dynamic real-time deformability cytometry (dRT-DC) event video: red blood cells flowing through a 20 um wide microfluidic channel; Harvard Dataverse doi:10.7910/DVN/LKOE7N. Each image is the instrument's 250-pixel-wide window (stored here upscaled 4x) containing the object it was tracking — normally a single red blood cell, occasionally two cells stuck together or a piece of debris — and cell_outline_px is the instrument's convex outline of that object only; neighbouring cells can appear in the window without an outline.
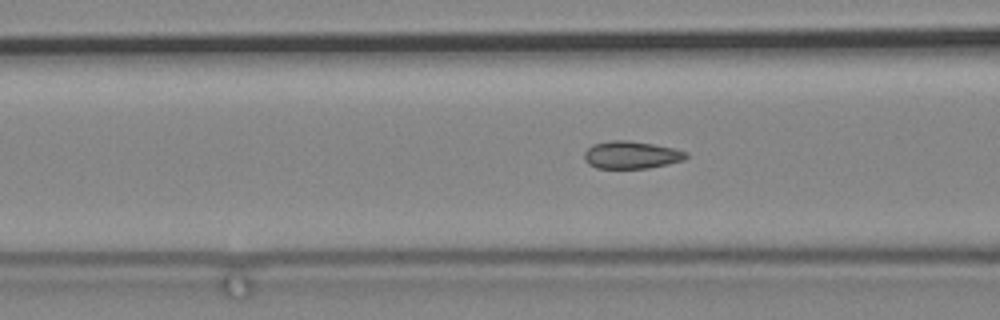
{"species": "common noctule bat (a hibernating species)", "species_latin": "Nyctalus noctula", "temperature_condition": "cold", "stored_images_in_passage": 47, "camera_frame_rate_fps": 3000, "um_per_image_px": 0.085, "animal": {"sex": "male", "body_mass_g": 19.2, "forearm_length_mm": 51.8}, "frame": {"image": 1, "passage_image": 6, "time_ms": 1.667, "image_size_px": [1000, 320], "cell_outline_px": [[688, 156], [684, 160], [668, 164], [648, 168], [596, 168], [588, 164], [584, 160], [584, 152], [592, 144], [612, 140], [628, 140], [652, 144], [672, 148], [688, 152]], "centroid_in_image_um": [53.64, 13.17], "position_along_channel_um": 113.0, "area_um2": 16.36}}
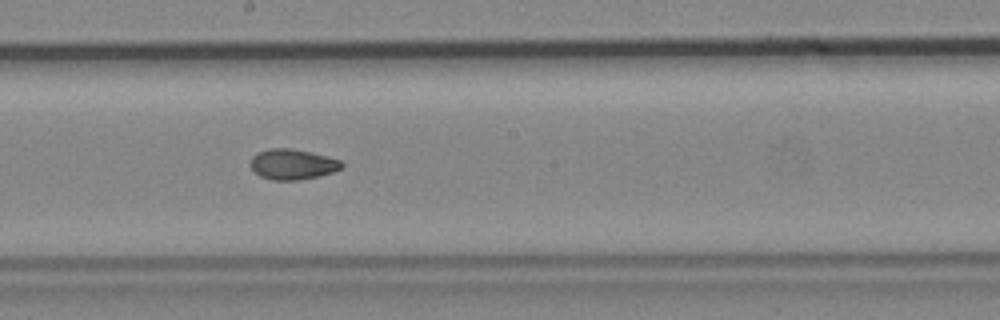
{"frame": {"image": 2, "passage_image": 17, "time_ms": 5.333, "image_size_px": [1000, 320], "cell_outline_px": [[344, 164], [340, 168], [332, 172], [320, 176], [300, 180], [272, 180], [260, 176], [248, 164], [252, 156], [256, 152], [268, 148], [292, 148], [312, 152], [340, 160]], "centroid_in_image_um": [24.83, 13.95], "position_along_channel_um": 223.4, "area_um2": 16.36}}
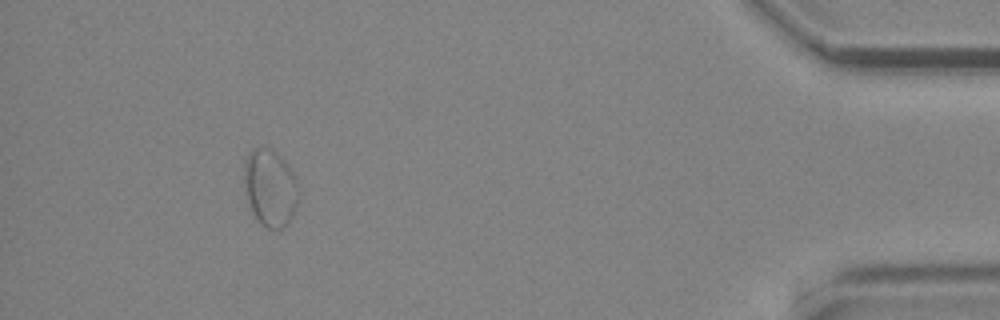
{"frame": {"image": 3, "passage_image": 42, "time_ms": 13.667, "image_size_px": [1000, 320], "cell_outline_px": [[300, 192], [296, 208], [292, 216], [284, 228], [268, 228], [260, 224], [256, 220], [252, 212], [244, 192], [244, 160], [248, 152], [252, 148], [268, 148], [276, 152], [288, 164], [296, 176]], "centroid_in_image_um": [22.96, 15.96], "position_along_channel_um": 412.2, "area_um2": 25.03}}